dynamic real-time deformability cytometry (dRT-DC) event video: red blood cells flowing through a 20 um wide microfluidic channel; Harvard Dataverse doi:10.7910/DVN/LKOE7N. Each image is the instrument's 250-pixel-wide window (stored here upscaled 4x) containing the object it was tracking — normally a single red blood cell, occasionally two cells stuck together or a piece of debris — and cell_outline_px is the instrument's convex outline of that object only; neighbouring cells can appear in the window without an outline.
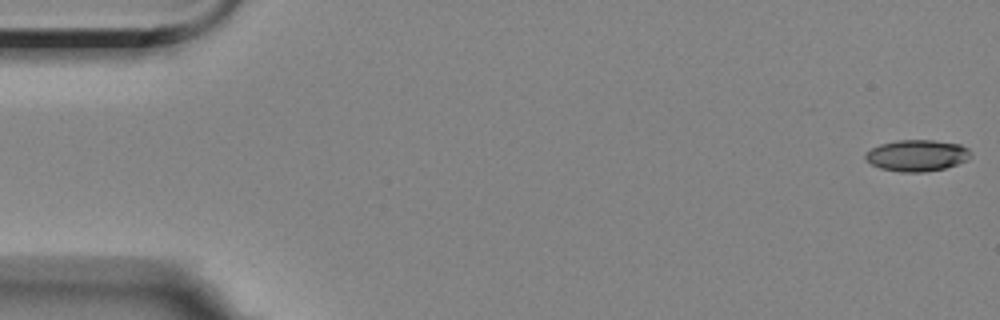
{"species": "Egyptian fruit bat (a non-hibernating species)", "species_latin": "Rousettus aegyptiacus", "temperature_condition": "room temperature", "stored_images_in_passage": 9, "camera_frame_rate_fps": 3000, "um_per_image_px": 0.085, "animal": {"sex": "female"}, "frame": {"image": 1, "passage_image": 1, "time_ms": 0.0, "image_size_px": [1000, 320], "cell_outline_px": [[972, 156], [968, 160], [944, 168], [924, 172], [900, 172], [880, 168], [864, 160], [864, 152], [880, 144], [896, 140], [932, 140], [960, 144], [968, 148], [972, 152]], "centroid_in_image_um": [77.93, 13.21], "position_along_channel_um": 7.1, "area_um2": 19.48}}